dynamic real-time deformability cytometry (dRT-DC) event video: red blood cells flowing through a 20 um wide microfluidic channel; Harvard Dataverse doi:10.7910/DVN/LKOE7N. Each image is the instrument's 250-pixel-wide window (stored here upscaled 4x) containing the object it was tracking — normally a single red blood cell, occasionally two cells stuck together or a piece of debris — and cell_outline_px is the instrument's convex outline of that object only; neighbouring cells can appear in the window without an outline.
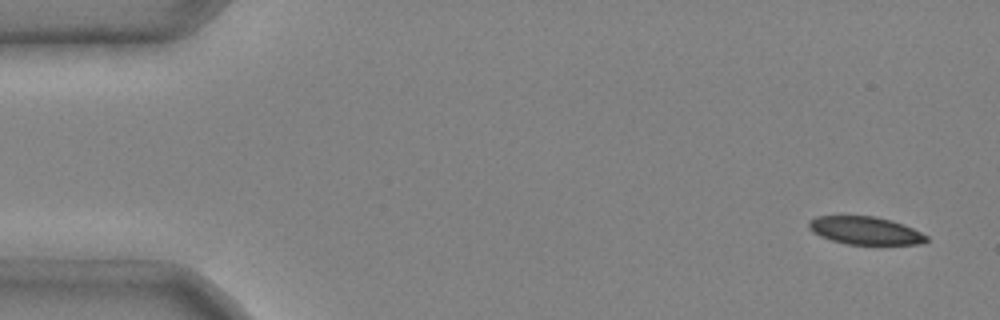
{"species": "common noctule bat (a hibernating species)", "species_latin": "Nyctalus noctula", "temperature_condition": "cold", "stored_images_in_passage": 4, "camera_frame_rate_fps": 3000, "um_per_image_px": 0.085, "animal": {"sex": "male", "body_mass_g": 20.4}, "frame": {"image": 1, "passage_image": 1, "time_ms": 0.0, "image_size_px": [1000, 320], "cell_outline_px": [[928, 240], [920, 244], [848, 244], [832, 240], [820, 236], [812, 232], [808, 228], [808, 220], [816, 216], [876, 216], [904, 224], [928, 236]], "centroid_in_image_um": [73.52, 19.59], "position_along_channel_um": 11.5, "area_um2": 19.07}}
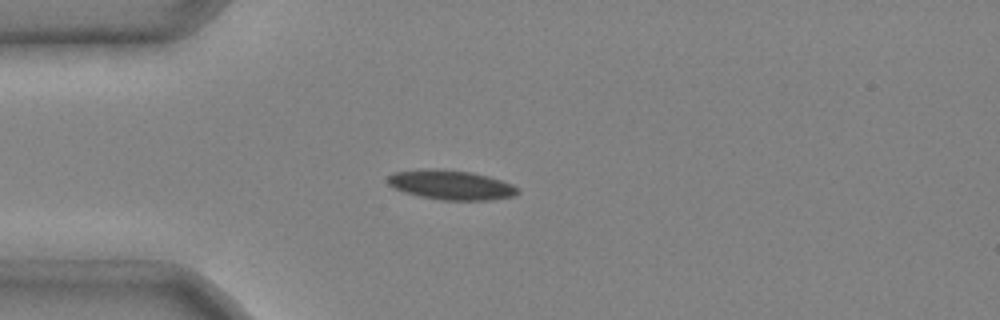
{"frame": {"image": 2, "passage_image": 4, "time_ms": 1.0, "image_size_px": [1000, 320], "cell_outline_px": [[520, 192], [516, 196], [492, 200], [444, 200], [420, 196], [404, 192], [388, 184], [388, 176], [396, 172], [432, 168], [472, 172], [488, 176], [512, 184], [520, 188]], "centroid_in_image_um": [38.41, 15.72], "position_along_channel_um": 46.6, "area_um2": 22.31}}